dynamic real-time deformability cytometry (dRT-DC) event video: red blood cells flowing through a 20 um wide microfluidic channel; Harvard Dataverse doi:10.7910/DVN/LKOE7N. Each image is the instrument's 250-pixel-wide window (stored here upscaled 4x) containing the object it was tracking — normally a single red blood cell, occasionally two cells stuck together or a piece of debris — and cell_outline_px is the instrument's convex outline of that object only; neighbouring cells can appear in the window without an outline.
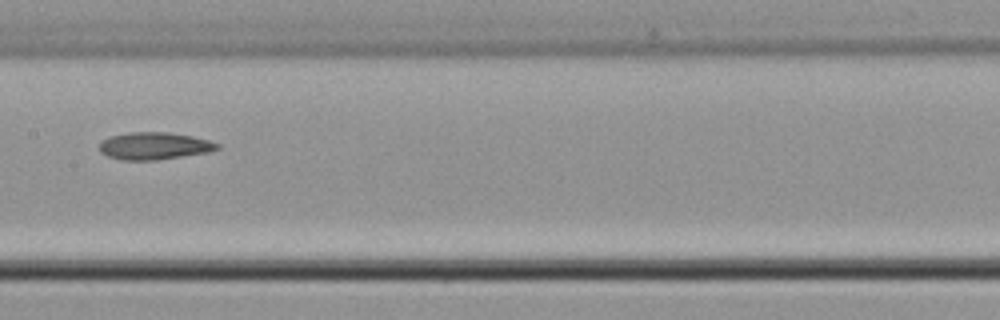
{"species": "common noctule bat (a hibernating species)", "species_latin": "Nyctalus noctula", "temperature_condition": "cold", "stored_images_in_passage": 6, "camera_frame_rate_fps": 3000, "um_per_image_px": 0.085, "animal": {"sex": "male", "body_mass_g": 21.5, "forearm_length_mm": 52.0}, "frame": {"image": 1, "passage_image": 6, "time_ms": 1.667, "image_size_px": [1000, 320], "cell_outline_px": [[220, 148], [212, 152], [156, 160], [120, 160], [108, 156], [100, 152], [100, 140], [108, 136], [128, 132], [168, 132], [192, 136], [208, 140], [220, 144]], "centroid_in_image_um": [13.11, 12.4], "position_along_channel_um": 194.3, "area_um2": 19.02}}